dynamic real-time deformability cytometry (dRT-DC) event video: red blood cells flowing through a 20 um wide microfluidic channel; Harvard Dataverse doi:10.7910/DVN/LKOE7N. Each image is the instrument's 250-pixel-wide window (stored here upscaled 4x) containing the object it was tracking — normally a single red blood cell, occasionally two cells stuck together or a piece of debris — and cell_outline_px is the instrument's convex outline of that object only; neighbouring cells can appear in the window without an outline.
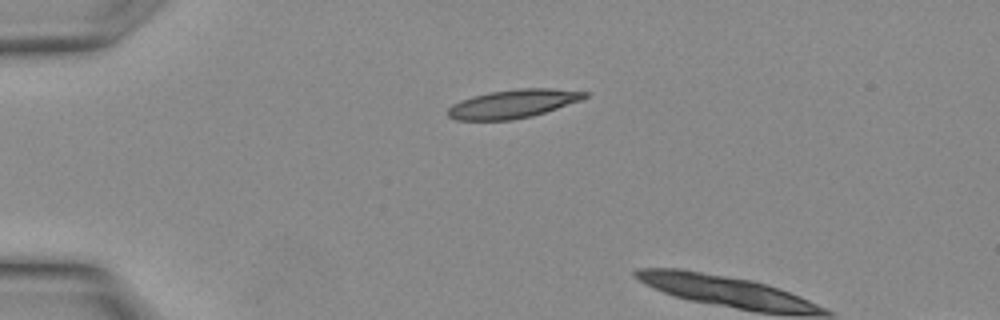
{"species": "Egyptian fruit bat (a non-hibernating species)", "species_latin": "Rousettus aegyptiacus", "temperature_condition": "warm", "stored_images_in_passage": 2, "camera_frame_rate_fps": 3000, "um_per_image_px": 0.085, "animal": {"sex": "female"}, "frame": {"image": 1, "passage_image": 1, "time_ms": 0.0, "image_size_px": [1000, 320], "cell_outline_px": [[588, 96], [580, 100], [532, 116], [512, 120], [456, 120], [448, 116], [448, 108], [452, 104], [460, 100], [472, 96], [488, 92], [516, 88], [552, 88], [588, 92]], "centroid_in_image_um": [43.57, 8.81], "position_along_channel_um": 41.4, "area_um2": 22.72}}